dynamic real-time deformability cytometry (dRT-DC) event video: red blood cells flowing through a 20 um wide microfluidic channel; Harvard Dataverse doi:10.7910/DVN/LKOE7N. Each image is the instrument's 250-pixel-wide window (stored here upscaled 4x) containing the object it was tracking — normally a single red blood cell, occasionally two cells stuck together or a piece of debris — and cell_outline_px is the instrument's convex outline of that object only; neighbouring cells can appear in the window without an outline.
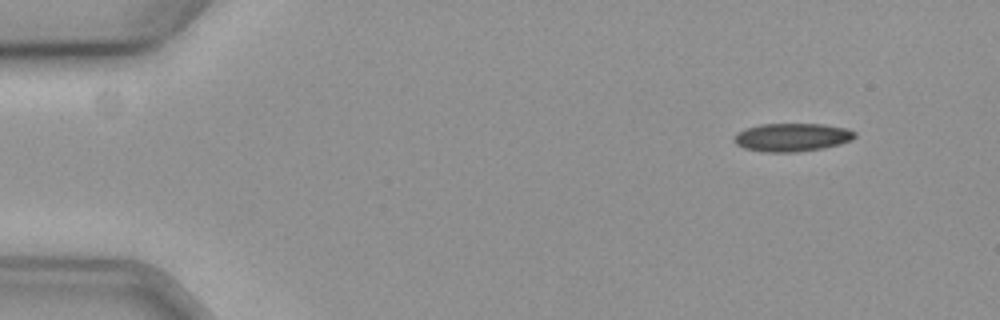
{"species": "common noctule bat (a hibernating species)", "species_latin": "Nyctalus noctula", "temperature_condition": "cold", "stored_images_in_passage": 14, "camera_frame_rate_fps": 3000, "um_per_image_px": 0.085, "animal": {"sex": "female", "body_mass_g": 19.3, "forearm_length_mm": 54.1}, "frame": {"image": 1, "passage_image": 1, "time_ms": 0.0, "image_size_px": [1000, 320], "cell_outline_px": [[856, 136], [852, 140], [840, 144], [824, 148], [796, 152], [764, 152], [744, 148], [736, 144], [732, 140], [736, 132], [760, 124], [820, 124], [848, 128], [856, 132]], "centroid_in_image_um": [67.32, 11.67], "position_along_channel_um": 17.7, "area_um2": 20.0}}
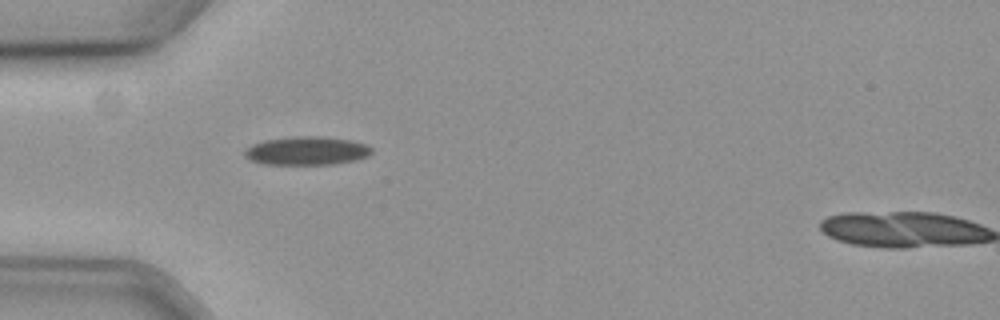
{"frame": {"image": 2, "passage_image": 13, "time_ms": 4.0, "image_size_px": [1000, 320], "cell_outline_px": [[372, 152], [368, 156], [356, 160], [336, 164], [260, 164], [244, 156], [244, 152], [252, 144], [264, 140], [292, 136], [320, 136], [352, 140], [364, 144], [372, 148]], "centroid_in_image_um": [26.08, 12.81], "position_along_channel_um": 58.9, "area_um2": 21.15}}